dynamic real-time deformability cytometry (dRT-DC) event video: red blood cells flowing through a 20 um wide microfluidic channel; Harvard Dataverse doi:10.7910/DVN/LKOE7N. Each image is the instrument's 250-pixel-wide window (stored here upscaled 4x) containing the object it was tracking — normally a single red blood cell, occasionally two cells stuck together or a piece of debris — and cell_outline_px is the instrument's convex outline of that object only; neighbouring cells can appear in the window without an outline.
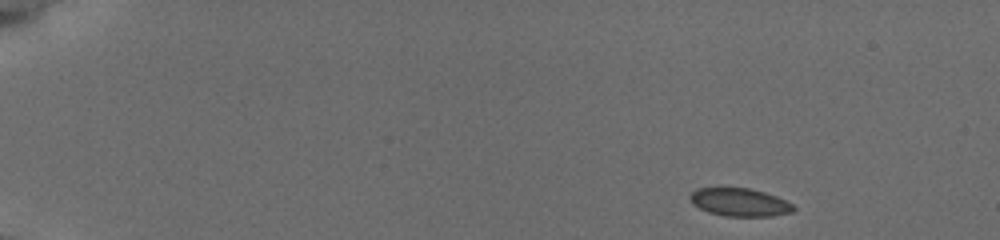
{"species": "common noctule bat (a hibernating species)", "species_latin": "Nyctalus noctula", "temperature_condition": "cold", "stored_images_in_passage": 36, "camera_frame_rate_fps": 3000, "um_per_image_px": 0.085, "animal": {"sex": "female", "body_mass_g": 19.5, "forearm_length_mm": 54.1}, "frame": {"image": 1, "passage_image": 1, "time_ms": 0.0, "image_size_px": [1000, 240], "cell_outline_px": [[796, 208], [792, 212], [772, 216], [724, 216], [708, 212], [692, 204], [688, 196], [696, 188], [748, 188], [764, 192], [776, 196], [792, 204]], "centroid_in_image_um": [62.85, 17.19], "position_along_channel_um": 22.2, "area_um2": 16.88}}
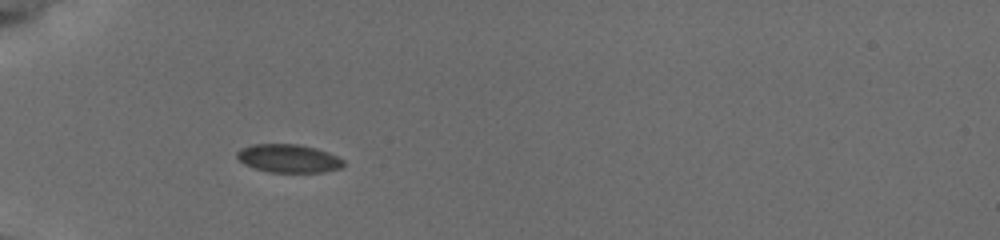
{"frame": {"image": 2, "passage_image": 20, "time_ms": 4.0, "image_size_px": [1000, 240], "cell_outline_px": [[344, 164], [340, 168], [324, 172], [268, 172], [244, 164], [236, 156], [236, 152], [240, 148], [252, 144], [296, 144], [316, 148], [328, 152], [344, 160]], "centroid_in_image_um": [24.51, 13.46], "position_along_channel_um": 60.5, "area_um2": 17.51}}
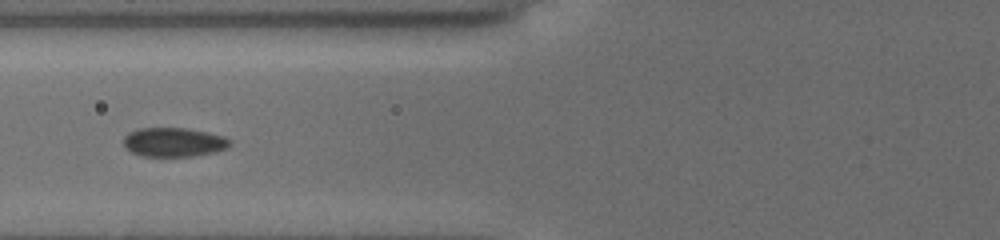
{"frame": {"image": 3, "passage_image": 35, "time_ms": 5.667, "image_size_px": [1000, 240], "cell_outline_px": [[232, 144], [228, 148], [216, 152], [192, 156], [140, 156], [124, 148], [124, 136], [128, 132], [136, 128], [184, 128], [204, 132], [220, 136], [232, 140]], "centroid_in_image_um": [14.74, 12.09], "position_along_channel_um": 111.1, "area_um2": 18.09}}